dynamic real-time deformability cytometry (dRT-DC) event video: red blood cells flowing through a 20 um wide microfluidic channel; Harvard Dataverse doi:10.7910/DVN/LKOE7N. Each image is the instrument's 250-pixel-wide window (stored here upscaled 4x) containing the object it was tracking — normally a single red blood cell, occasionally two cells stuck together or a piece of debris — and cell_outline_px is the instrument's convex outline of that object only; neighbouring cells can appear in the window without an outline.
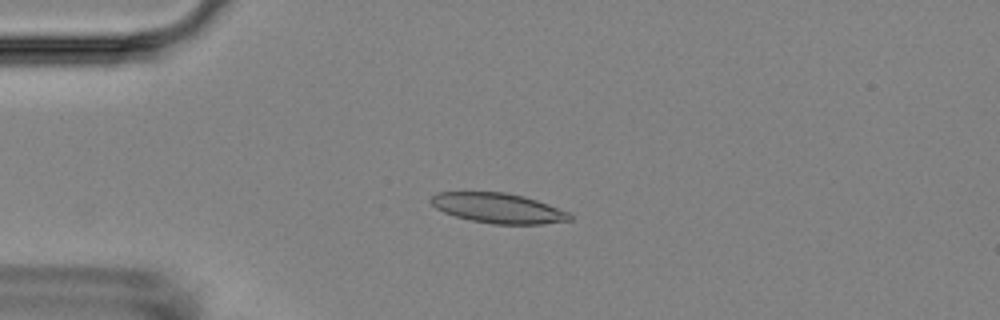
{"species": "Egyptian fruit bat (a non-hibernating species)", "species_latin": "Rousettus aegyptiacus", "temperature_condition": "room temperature", "stored_images_in_passage": 41, "camera_frame_rate_fps": 3000, "um_per_image_px": 0.085, "animal": {"sex": "female"}, "frame": {"image": 1, "passage_image": 4, "time_ms": 1.0, "image_size_px": [1000, 320], "cell_outline_px": [[572, 220], [540, 224], [492, 224], [472, 220], [456, 216], [444, 212], [436, 208], [428, 200], [436, 192], [504, 192], [524, 196], [548, 204], [568, 212], [572, 216]], "centroid_in_image_um": [42.33, 17.68], "position_along_channel_um": 42.7, "area_um2": 24.16}}
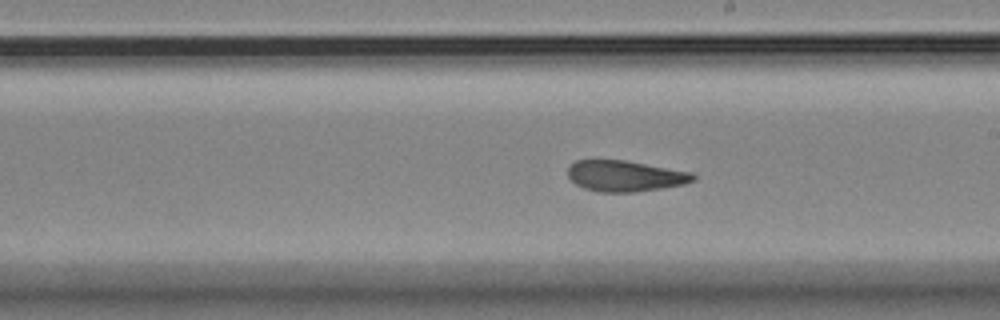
{"frame": {"image": 2, "passage_image": 22, "time_ms": 7.0, "image_size_px": [1000, 320], "cell_outline_px": [[696, 180], [684, 184], [636, 192], [596, 192], [584, 188], [576, 184], [568, 176], [568, 168], [576, 160], [624, 160], [692, 172], [696, 176]], "centroid_in_image_um": [53.14, 14.96], "position_along_channel_um": 235.9, "area_um2": 22.54}}
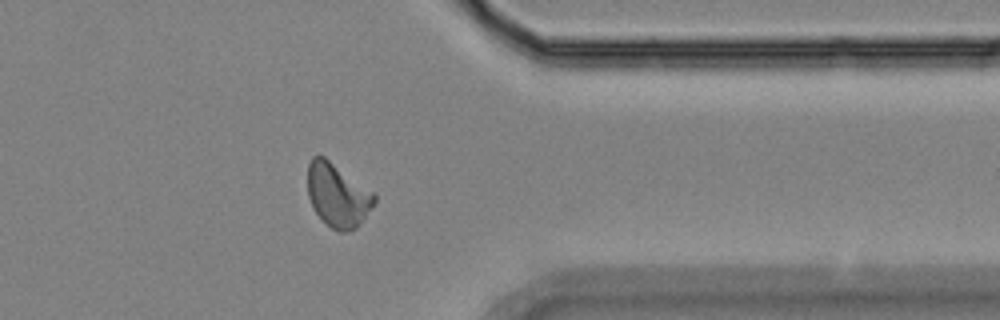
{"frame": {"image": 3, "passage_image": 35, "time_ms": 11.333, "image_size_px": [1000, 320], "cell_outline_px": [[376, 200], [360, 224], [356, 228], [348, 232], [340, 232], [332, 228], [312, 208], [308, 196], [308, 164], [312, 156], [324, 156], [372, 192], [376, 196]], "centroid_in_image_um": [28.68, 16.6], "position_along_channel_um": 382.7, "area_um2": 24.28}, "authors_computed_cell_mechanics": {"area_um2": 23.409, "velocity_mm_per_s": 3.5922, "shape_relaxation_time_tau1_ms": null, "shape_relaxation_time_tau2_ms": 3.9317, "deformation_change_tau1": null, "deformation_change_tau2": 0.1047}}